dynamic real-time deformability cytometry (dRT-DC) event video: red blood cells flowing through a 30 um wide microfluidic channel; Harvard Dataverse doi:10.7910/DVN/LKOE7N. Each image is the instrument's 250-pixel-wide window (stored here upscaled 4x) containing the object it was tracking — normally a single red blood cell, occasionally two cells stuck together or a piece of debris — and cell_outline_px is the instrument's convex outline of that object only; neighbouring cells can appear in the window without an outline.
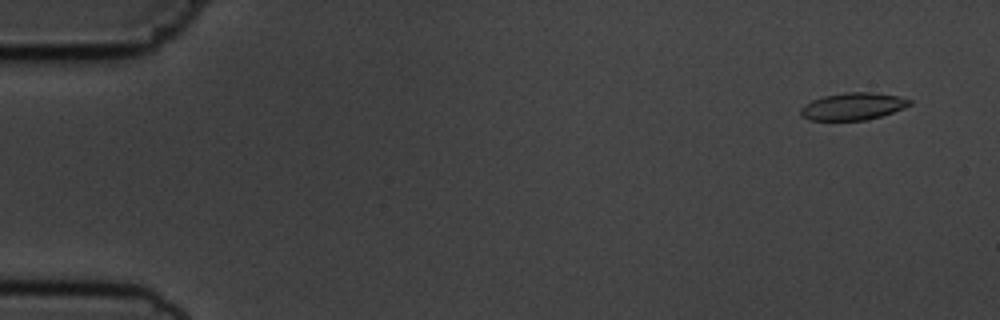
{"species": "common noctule bat (a hibernating species)", "species_latin": "Nyctalus noctula", "temperature_condition": "cold", "stored_images_in_passage": 4, "camera_frame_rate_fps": 3000, "um_per_image_px": 0.085, "animal": {"sex": "male", "body_mass_g": 19.5, "forearm_length_mm": 54.6}, "frame": {"image": 1, "passage_image": 1, "time_ms": 0.0, "image_size_px": [1000, 320], "cell_outline_px": [[912, 104], [904, 108], [880, 116], [864, 120], [808, 120], [800, 116], [800, 108], [804, 104], [812, 100], [824, 96], [844, 92], [872, 92], [900, 96], [912, 100]], "centroid_in_image_um": [72.49, 9.03], "position_along_channel_um": 12.5, "area_um2": 17.4}}